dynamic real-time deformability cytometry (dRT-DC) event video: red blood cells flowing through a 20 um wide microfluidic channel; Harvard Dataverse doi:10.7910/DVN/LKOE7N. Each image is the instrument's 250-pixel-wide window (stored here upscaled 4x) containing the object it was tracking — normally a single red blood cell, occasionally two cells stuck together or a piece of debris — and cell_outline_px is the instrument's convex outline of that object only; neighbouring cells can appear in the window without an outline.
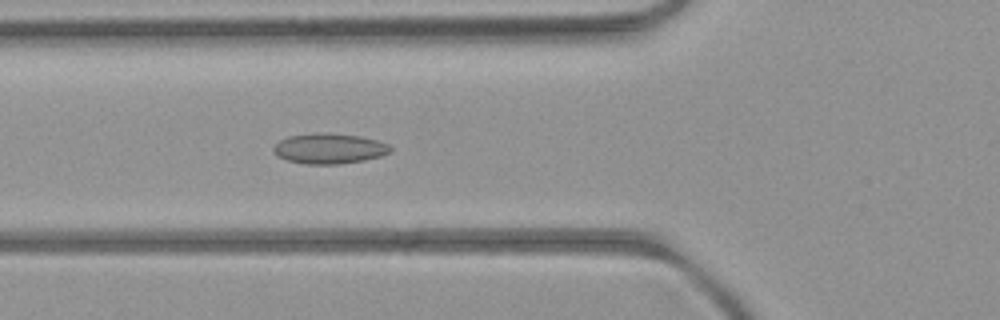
{"species": "common noctule bat (a hibernating species)", "species_latin": "Nyctalus noctula", "temperature_condition": "room temperature", "stored_images_in_passage": 6, "camera_frame_rate_fps": 3000, "um_per_image_px": 0.085, "animal": {"sex": "female", "body_mass_g": 21.9}, "frame": {"image": 1, "passage_image": 6, "time_ms": 5.667, "image_size_px": [1000, 320], "cell_outline_px": [[392, 148], [388, 152], [380, 156], [364, 160], [340, 164], [304, 164], [288, 160], [276, 156], [272, 152], [272, 148], [280, 140], [288, 136], [360, 136], [376, 140], [388, 144]], "centroid_in_image_um": [27.97, 12.69], "position_along_channel_um": 97.8, "area_um2": 19.59}}